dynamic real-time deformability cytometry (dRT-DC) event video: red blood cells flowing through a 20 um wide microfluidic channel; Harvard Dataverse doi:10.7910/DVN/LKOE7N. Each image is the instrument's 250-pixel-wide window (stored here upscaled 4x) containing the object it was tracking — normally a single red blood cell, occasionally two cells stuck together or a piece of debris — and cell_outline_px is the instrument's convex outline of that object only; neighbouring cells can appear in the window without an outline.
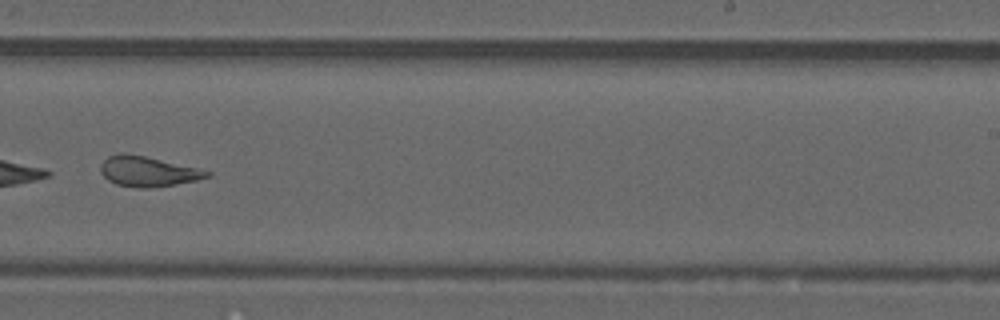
{"species": "common noctule bat (a hibernating species)", "species_latin": "Nyctalus noctula", "temperature_condition": "warm", "stored_images_in_passage": 35, "camera_frame_rate_fps": 3000, "um_per_image_px": 0.085, "animal": {"sex": "male", "forearm_length_mm": 52.5}, "frame": {"image": 1, "passage_image": 20, "time_ms": 6.333, "image_size_px": [1000, 320], "cell_outline_px": [[212, 176], [196, 180], [176, 184], [144, 188], [140, 188], [116, 184], [108, 180], [100, 172], [100, 164], [108, 156], [120, 152], [124, 152], [144, 156], [196, 168], [212, 172]], "centroid_in_image_um": [12.53, 14.56], "position_along_channel_um": 276.5, "area_um2": 18.5}, "authors_computed_cell_mechanics": {"area_um2": 19.4786, "velocity_mm_per_s": 4.1621, "shape_relaxation_time_tau1_ms": null, "shape_relaxation_time_tau2_ms": 1.6632, "deformation_change_tau1": null, "deformation_change_tau2": 0.1043}}